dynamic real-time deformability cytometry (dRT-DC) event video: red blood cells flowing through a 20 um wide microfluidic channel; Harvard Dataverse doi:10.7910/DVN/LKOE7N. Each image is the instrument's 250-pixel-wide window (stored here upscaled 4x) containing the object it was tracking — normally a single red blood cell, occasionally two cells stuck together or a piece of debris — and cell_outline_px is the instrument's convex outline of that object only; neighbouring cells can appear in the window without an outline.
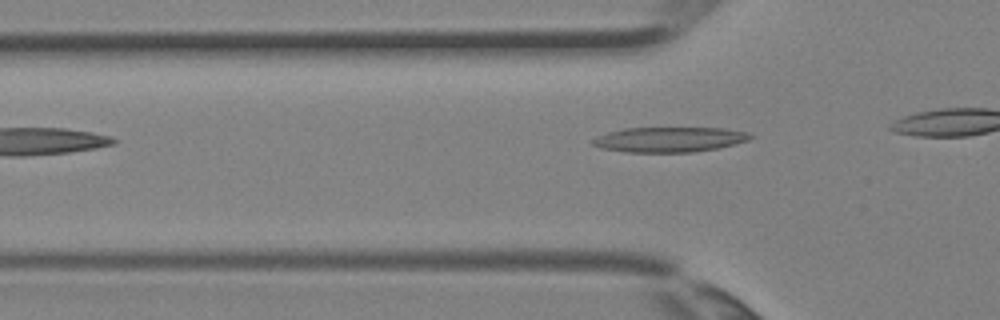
{"species": "Egyptian fruit bat (a non-hibernating species)", "species_latin": "Rousettus aegyptiacus", "temperature_condition": "room temperature", "stored_images_in_passage": 6, "camera_frame_rate_fps": 3000, "um_per_image_px": 0.085, "animal": {"sex": "female"}, "frame": {"image": 1, "passage_image": 5, "time_ms": 1.333, "image_size_px": [1000, 320], "cell_outline_px": [[756, 136], [748, 140], [720, 148], [692, 152], [624, 152], [600, 148], [592, 144], [592, 140], [596, 136], [608, 132], [624, 128], [724, 128], [748, 132]], "centroid_in_image_um": [56.91, 11.86], "position_along_channel_um": 68.9, "area_um2": 23.18}}